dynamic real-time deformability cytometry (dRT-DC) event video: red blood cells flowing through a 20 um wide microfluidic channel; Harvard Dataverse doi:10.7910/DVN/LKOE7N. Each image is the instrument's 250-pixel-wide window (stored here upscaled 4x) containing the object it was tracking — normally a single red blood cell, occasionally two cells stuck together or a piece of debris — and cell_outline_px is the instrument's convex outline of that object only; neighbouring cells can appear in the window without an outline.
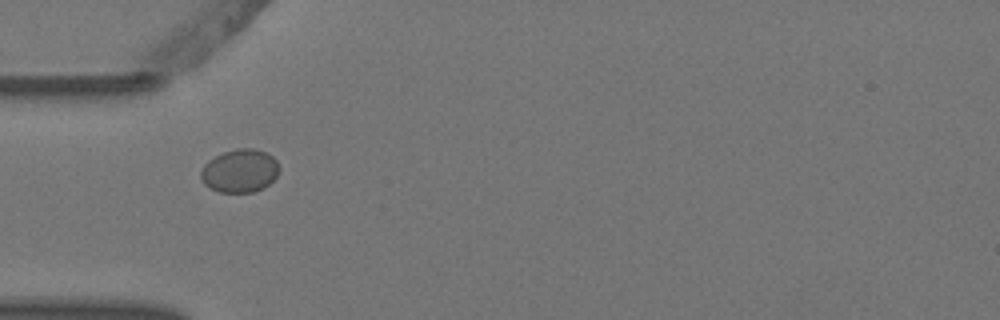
{"species": "Egyptian fruit bat (a non-hibernating species)", "species_latin": "Rousettus aegyptiacus", "temperature_condition": "warm", "stored_images_in_passage": 5, "camera_frame_rate_fps": 3000, "um_per_image_px": 0.085, "animal": {"sex": "female"}, "frame": {"image": 1, "passage_image": 1, "time_ms": 0.0, "image_size_px": [1000, 320], "cell_outline_px": [[280, 168], [276, 176], [264, 188], [252, 192], [220, 192], [204, 184], [200, 176], [200, 172], [204, 164], [208, 160], [224, 152], [240, 148], [252, 148], [264, 152], [272, 156], [276, 160]], "centroid_in_image_um": [20.38, 14.52], "position_along_channel_um": 64.6, "area_um2": 19.59}}
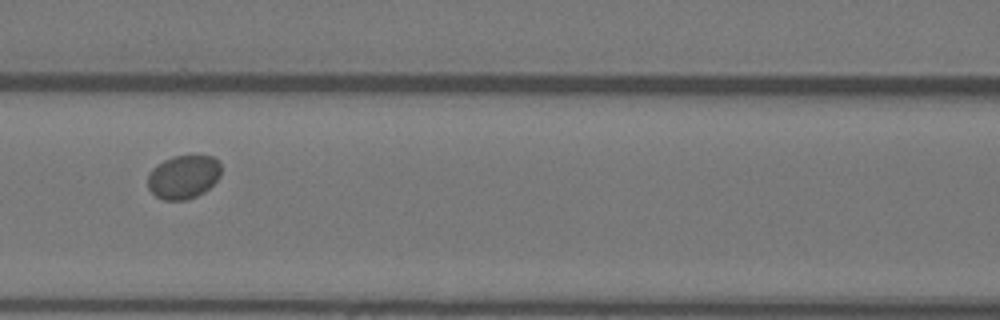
{"frame": {"image": 2, "passage_image": 3, "time_ms": 0.667, "image_size_px": [1000, 320], "cell_outline_px": [[220, 176], [204, 192], [196, 196], [184, 200], [164, 200], [156, 196], [148, 188], [148, 176], [152, 168], [156, 164], [172, 156], [212, 156], [220, 164]], "centroid_in_image_um": [15.57, 15.04], "position_along_channel_um": 151.0, "area_um2": 18.5}}
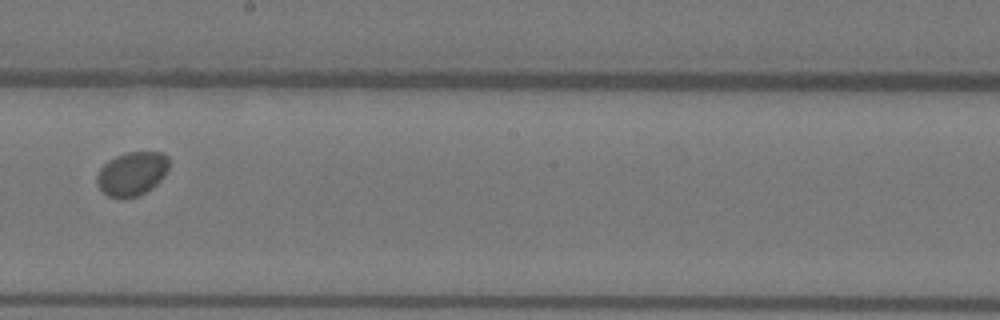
{"frame": {"image": 3, "passage_image": 5, "time_ms": 1.333, "image_size_px": [1000, 320], "cell_outline_px": [[168, 168], [164, 176], [152, 188], [136, 196], [120, 200], [108, 196], [96, 184], [96, 176], [100, 168], [108, 160], [116, 156], [128, 152], [164, 152], [168, 156]], "centroid_in_image_um": [11.2, 14.77], "position_along_channel_um": 237.0, "area_um2": 18.55}}